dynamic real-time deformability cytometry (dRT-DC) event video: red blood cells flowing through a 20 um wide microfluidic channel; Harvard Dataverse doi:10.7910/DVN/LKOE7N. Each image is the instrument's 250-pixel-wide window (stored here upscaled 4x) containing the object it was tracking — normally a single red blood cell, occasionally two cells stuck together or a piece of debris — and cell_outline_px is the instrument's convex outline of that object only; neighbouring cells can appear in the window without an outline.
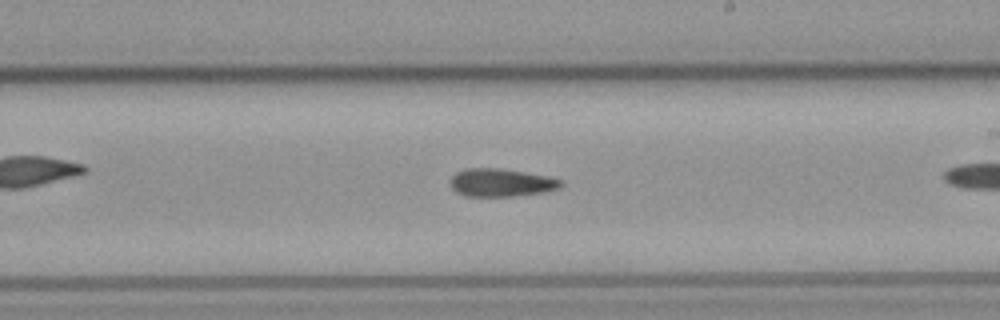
{"species": "common noctule bat (a hibernating species)", "species_latin": "Nyctalus noctula", "temperature_condition": "cold", "stored_images_in_passage": 38, "camera_frame_rate_fps": 3000, "um_per_image_px": 0.085, "animal": {"sex": "male", "body_mass_g": 23.1, "forearm_length_mm": 52.7}, "frame": {"image": 1, "passage_image": 27, "time_ms": 8.667, "image_size_px": [1000, 320], "cell_outline_px": [[564, 184], [560, 188], [544, 192], [512, 196], [464, 196], [456, 192], [452, 188], [448, 180], [456, 172], [464, 168], [496, 168], [548, 176], [560, 180]], "centroid_in_image_um": [42.55, 15.52], "position_along_channel_um": 246.5, "area_um2": 18.03}}